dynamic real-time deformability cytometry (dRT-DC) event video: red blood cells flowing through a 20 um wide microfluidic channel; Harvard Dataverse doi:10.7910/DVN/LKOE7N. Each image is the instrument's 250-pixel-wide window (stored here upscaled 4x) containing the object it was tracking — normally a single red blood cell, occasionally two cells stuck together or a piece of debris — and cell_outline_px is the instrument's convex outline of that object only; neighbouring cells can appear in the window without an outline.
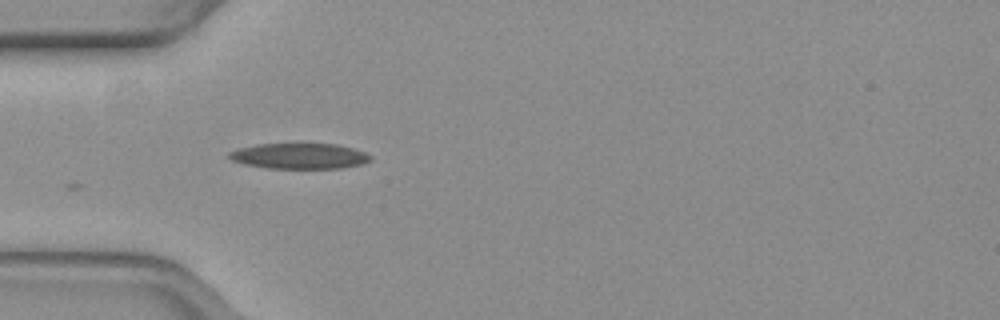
{"species": "common noctule bat (a hibernating species)", "species_latin": "Nyctalus noctula", "temperature_condition": "warm", "stored_images_in_passage": 30, "camera_frame_rate_fps": 3000, "um_per_image_px": 0.085, "animal": {"sex": "female", "body_mass_g": 19.3, "forearm_length_mm": 54.1}, "frame": {"image": 1, "passage_image": 1, "time_ms": 0.0, "image_size_px": [1000, 320], "cell_outline_px": [[372, 160], [360, 164], [340, 168], [268, 168], [244, 164], [232, 160], [228, 156], [228, 152], [240, 148], [260, 144], [336, 144], [352, 148], [364, 152], [372, 156]], "centroid_in_image_um": [25.45, 13.26], "position_along_channel_um": 59.5, "area_um2": 20.87}}